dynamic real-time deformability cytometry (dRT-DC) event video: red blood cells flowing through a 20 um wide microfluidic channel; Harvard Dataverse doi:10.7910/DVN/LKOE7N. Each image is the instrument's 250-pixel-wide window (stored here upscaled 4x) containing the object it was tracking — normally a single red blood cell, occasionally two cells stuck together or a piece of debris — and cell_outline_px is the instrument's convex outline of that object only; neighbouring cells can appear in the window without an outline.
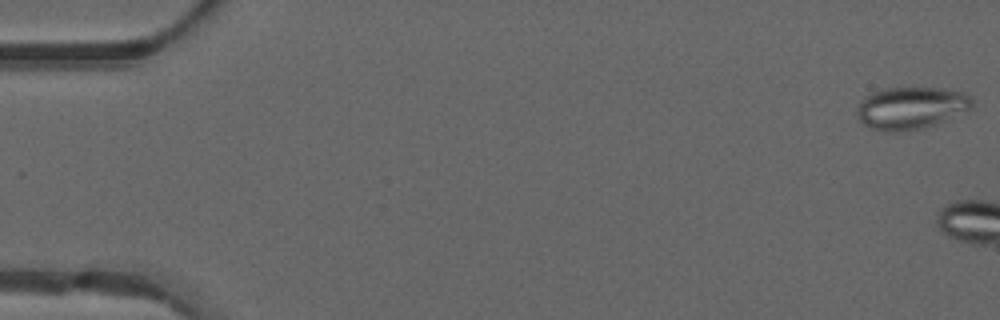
{"species": "common noctule bat (a hibernating species)", "species_latin": "Nyctalus noctula", "temperature_condition": "warm", "stored_images_in_passage": 4, "camera_frame_rate_fps": 3000, "um_per_image_px": 0.085, "animal": {"sex": "male", "forearm_length_mm": 52.5}, "frame": {"image": 1, "passage_image": 1, "time_ms": 0.0, "image_size_px": [1000, 320], "cell_outline_px": [[972, 108], [924, 128], [900, 132], [884, 132], [872, 128], [864, 124], [860, 120], [856, 112], [856, 108], [860, 100], [872, 92], [884, 88], [940, 88], [964, 92], [972, 100]], "centroid_in_image_um": [77.38, 9.18], "position_along_channel_um": 7.6, "area_um2": 28.26}}